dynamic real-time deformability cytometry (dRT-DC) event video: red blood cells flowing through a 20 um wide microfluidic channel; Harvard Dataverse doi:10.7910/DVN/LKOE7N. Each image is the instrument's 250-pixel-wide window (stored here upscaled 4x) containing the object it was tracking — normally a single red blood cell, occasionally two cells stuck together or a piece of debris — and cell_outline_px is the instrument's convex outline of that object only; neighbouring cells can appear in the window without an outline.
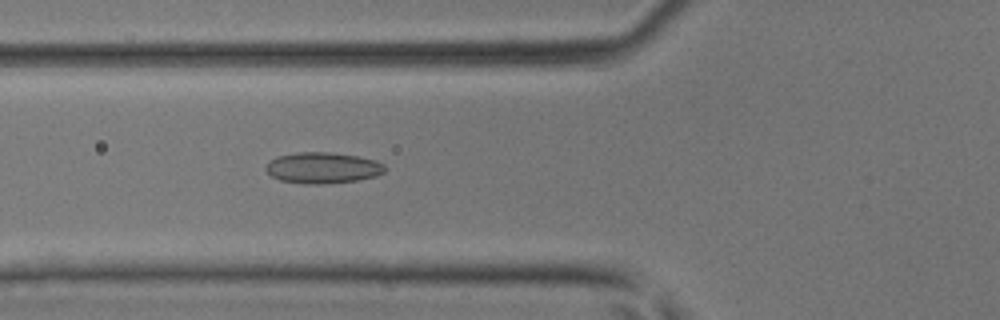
{"species": "common noctule bat (a hibernating species)", "species_latin": "Nyctalus noctula", "temperature_condition": "room temperature", "stored_images_in_passage": 45, "camera_frame_rate_fps": 3000, "um_per_image_px": 0.085, "animal": {"sex": "male", "body_mass_g": 17.9, "forearm_length_mm": 54.2}, "frame": {"image": 1, "passage_image": 17, "time_ms": 5.333, "image_size_px": [1000, 320], "cell_outline_px": [[384, 172], [376, 176], [360, 180], [320, 184], [304, 184], [280, 180], [272, 176], [264, 168], [276, 156], [296, 152], [332, 152], [356, 156], [376, 160], [384, 164]], "centroid_in_image_um": [27.43, 14.26], "position_along_channel_um": 98.4, "area_um2": 21.56}}
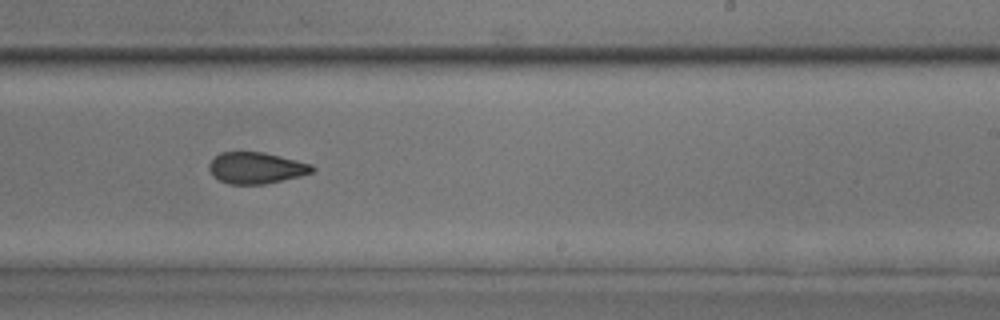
{"frame": {"image": 2, "passage_image": 28, "time_ms": 9.0, "image_size_px": [1000, 320], "cell_outline_px": [[316, 168], [312, 172], [300, 176], [264, 184], [228, 184], [220, 180], [208, 168], [208, 164], [220, 152], [264, 152], [312, 164]], "centroid_in_image_um": [21.79, 14.27], "position_along_channel_um": 267.2, "area_um2": 18.67}}
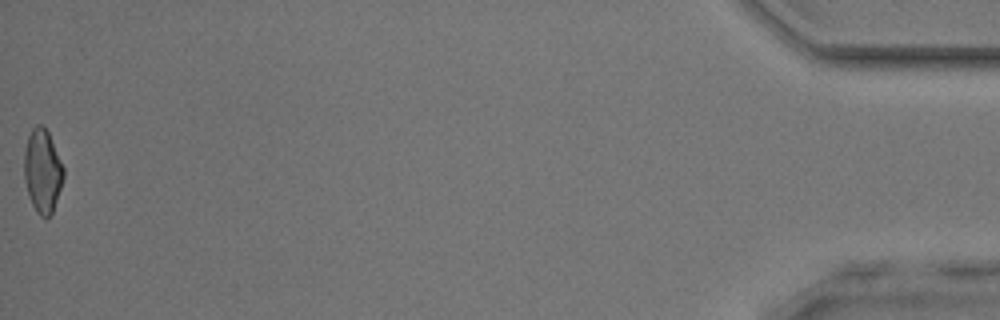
{"frame": {"image": 3, "passage_image": 45, "time_ms": 14.667, "image_size_px": [1000, 320], "cell_outline_px": [[64, 176], [52, 212], [48, 216], [40, 216], [36, 212], [32, 204], [24, 180], [24, 148], [28, 136], [32, 128], [36, 124], [40, 124], [48, 132], [64, 168]], "centroid_in_image_um": [3.59, 14.5], "position_along_channel_um": 431.6, "area_um2": 18.9}}